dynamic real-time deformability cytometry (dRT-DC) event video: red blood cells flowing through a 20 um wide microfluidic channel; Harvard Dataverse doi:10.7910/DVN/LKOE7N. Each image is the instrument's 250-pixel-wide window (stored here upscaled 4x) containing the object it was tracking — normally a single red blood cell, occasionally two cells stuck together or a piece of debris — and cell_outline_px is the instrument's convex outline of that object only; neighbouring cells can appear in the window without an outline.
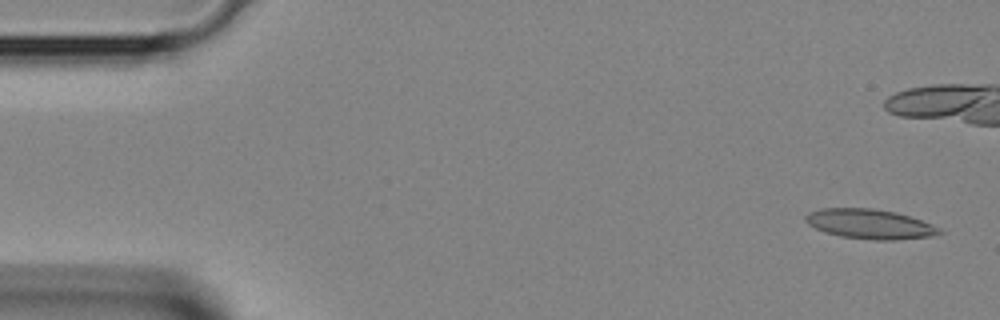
{"species": "Egyptian fruit bat (a non-hibernating species)", "species_latin": "Rousettus aegyptiacus", "temperature_condition": "room temperature", "stored_images_in_passage": 3, "camera_frame_rate_fps": 3000, "um_per_image_px": 0.085, "animal": {"sex": "female"}, "frame": {"image": 1, "passage_image": 1, "time_ms": 0.0, "image_size_px": [1000, 320], "cell_outline_px": [[944, 232], [928, 236], [896, 240], [876, 240], [840, 236], [824, 232], [808, 224], [804, 220], [804, 216], [808, 212], [820, 208], [872, 208], [896, 212], [932, 224], [940, 228]], "centroid_in_image_um": [73.89, 19.03], "position_along_channel_um": 11.1, "area_um2": 23.12}}